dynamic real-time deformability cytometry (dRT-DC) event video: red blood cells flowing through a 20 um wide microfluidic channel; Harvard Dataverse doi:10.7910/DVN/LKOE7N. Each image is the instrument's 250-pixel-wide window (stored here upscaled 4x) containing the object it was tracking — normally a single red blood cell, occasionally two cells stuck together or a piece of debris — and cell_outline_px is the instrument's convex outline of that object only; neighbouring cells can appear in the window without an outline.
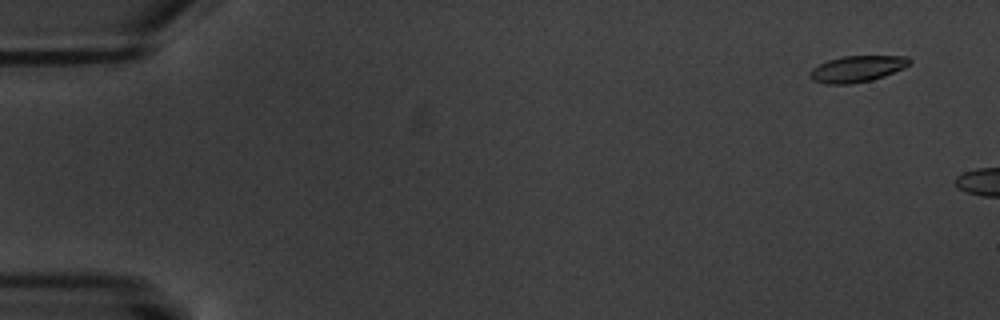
{"species": "common noctule bat (a hibernating species)", "species_latin": "Nyctalus noctula", "temperature_condition": "warm", "stored_images_in_passage": 3, "camera_frame_rate_fps": 3000, "um_per_image_px": 0.085, "animal": {"sex": "male", "body_mass_g": 20.1, "forearm_length_mm": 53.5}, "frame": {"image": 1, "passage_image": 1, "time_ms": 0.0, "image_size_px": [1000, 320], "cell_outline_px": [[912, 64], [904, 68], [884, 76], [872, 80], [852, 84], [828, 84], [812, 80], [808, 76], [808, 72], [812, 68], [828, 60], [844, 56], [908, 56], [912, 60]], "centroid_in_image_um": [72.87, 5.85], "position_along_channel_um": 12.1, "area_um2": 15.43}}